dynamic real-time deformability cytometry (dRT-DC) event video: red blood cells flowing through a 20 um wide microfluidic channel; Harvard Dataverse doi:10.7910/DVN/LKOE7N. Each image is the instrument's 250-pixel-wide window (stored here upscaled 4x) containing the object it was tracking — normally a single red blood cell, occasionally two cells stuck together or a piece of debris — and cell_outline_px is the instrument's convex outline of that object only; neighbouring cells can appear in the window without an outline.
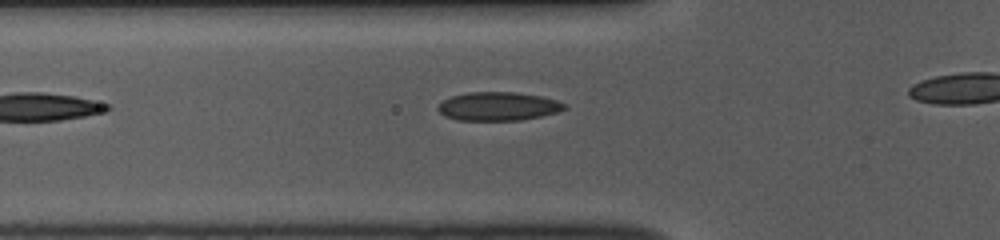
{"species": "common noctule bat (a hibernating species)", "species_latin": "Nyctalus noctula", "temperature_condition": "room temperature", "stored_images_in_passage": 19, "camera_frame_rate_fps": 3000, "um_per_image_px": 0.085, "animal": {"sex": "female", "body_mass_g": 10.0, "forearm_length_mm": 53.1}, "frame": {"image": 1, "passage_image": 4, "time_ms": 1.0, "image_size_px": [1000, 240], "cell_outline_px": [[568, 108], [556, 112], [540, 116], [520, 120], [456, 120], [444, 116], [436, 108], [444, 100], [452, 96], [468, 92], [516, 92], [540, 96], [556, 100], [568, 104]], "centroid_in_image_um": [42.35, 9.03], "position_along_channel_um": 83.4, "area_um2": 21.04}}
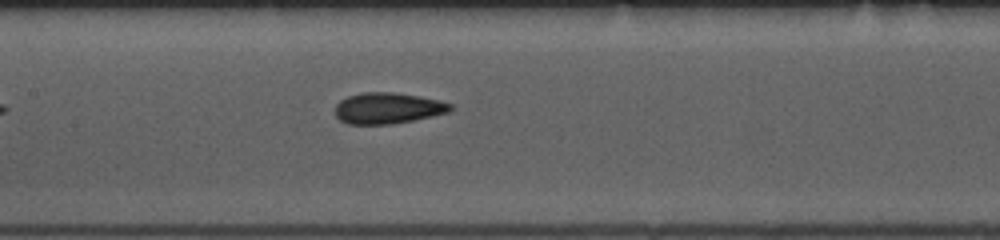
{"frame": {"image": 2, "passage_image": 11, "time_ms": 3.333, "image_size_px": [1000, 240], "cell_outline_px": [[452, 108], [448, 112], [432, 116], [392, 124], [348, 124], [340, 120], [336, 116], [336, 104], [340, 100], [348, 96], [364, 92], [392, 92], [440, 100], [452, 104]], "centroid_in_image_um": [32.94, 9.19], "position_along_channel_um": 174.5, "area_um2": 20.69}}